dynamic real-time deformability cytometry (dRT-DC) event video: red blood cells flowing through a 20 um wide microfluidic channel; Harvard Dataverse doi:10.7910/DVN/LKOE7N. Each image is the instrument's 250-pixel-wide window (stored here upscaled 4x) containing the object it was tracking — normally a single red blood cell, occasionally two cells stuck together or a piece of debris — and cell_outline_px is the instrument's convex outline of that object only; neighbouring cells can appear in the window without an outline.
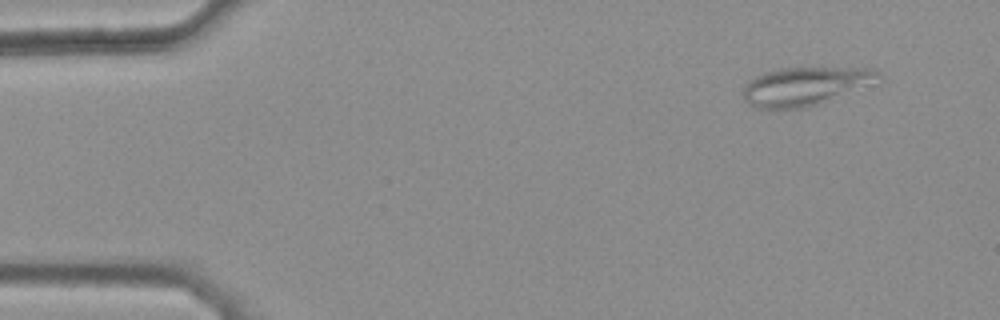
{"species": "common noctule bat (a hibernating species)", "species_latin": "Nyctalus noctula", "temperature_condition": "warm", "stored_images_in_passage": 43, "camera_frame_rate_fps": 3000, "um_per_image_px": 0.085, "animal": {"sex": "female", "body_mass_g": 25.1}, "frame": {"image": 1, "passage_image": 1, "time_ms": 0.0, "image_size_px": [1000, 320], "cell_outline_px": [[880, 76], [808, 108], [756, 108], [748, 104], [744, 100], [744, 84], [748, 80], [764, 72], [780, 68], [872, 68], [880, 72]], "centroid_in_image_um": [68.24, 7.31], "position_along_channel_um": 16.8, "area_um2": 29.02}}
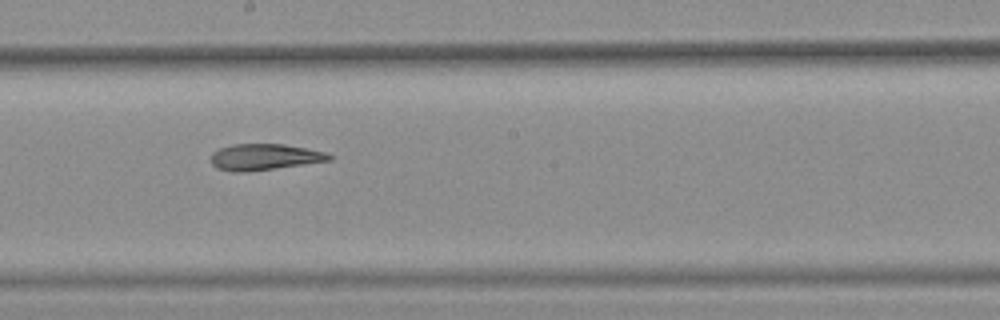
{"frame": {"image": 2, "passage_image": 25, "time_ms": 8.0, "image_size_px": [1000, 320], "cell_outline_px": [[332, 160], [244, 172], [232, 172], [216, 168], [212, 164], [212, 152], [220, 148], [232, 144], [284, 144], [328, 152], [332, 156]], "centroid_in_image_um": [22.47, 13.34], "position_along_channel_um": 225.7, "area_um2": 17.98}}
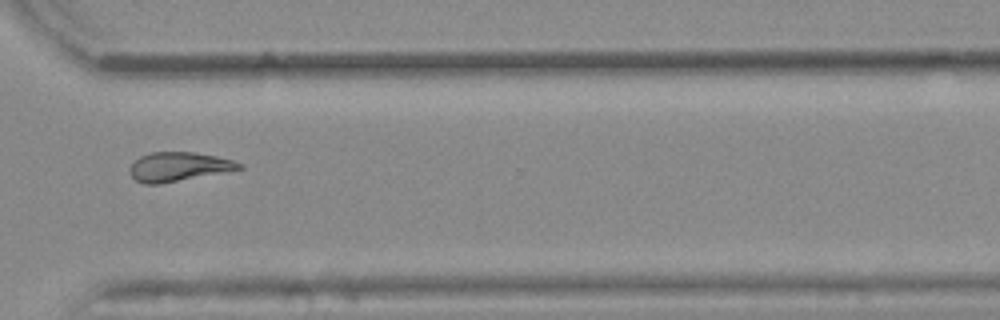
{"frame": {"image": 3, "passage_image": 35, "time_ms": 11.333, "image_size_px": [1000, 320], "cell_outline_px": [[244, 168], [160, 184], [144, 184], [136, 180], [132, 176], [132, 164], [140, 156], [152, 152], [192, 152], [216, 156], [232, 160], [244, 164]], "centroid_in_image_um": [15.21, 14.17], "position_along_channel_um": 355.4, "area_um2": 18.21}, "authors_computed_cell_mechanics": {"area_um2": 18.785, "velocity_mm_per_s": 3.8762, "shape_relaxation_time_tau1_ms": null, "shape_relaxation_time_tau2_ms": 4.9645, "deformation_change_tau1": null, "deformation_change_tau2": 0.1453}}